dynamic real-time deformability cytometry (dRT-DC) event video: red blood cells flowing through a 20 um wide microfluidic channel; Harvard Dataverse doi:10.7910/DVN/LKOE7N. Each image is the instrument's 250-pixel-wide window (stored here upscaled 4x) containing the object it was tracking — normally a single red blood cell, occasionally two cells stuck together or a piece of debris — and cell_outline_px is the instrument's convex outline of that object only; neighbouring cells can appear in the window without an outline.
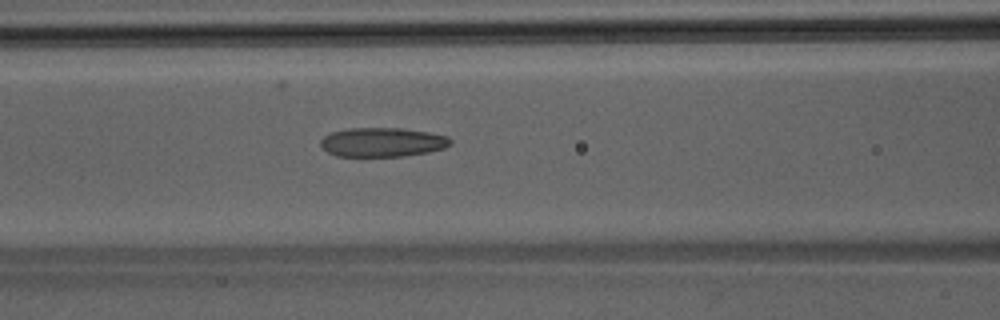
{"species": "Egyptian fruit bat (a non-hibernating species)", "species_latin": "Rousettus aegyptiacus", "temperature_condition": "room temperature", "stored_images_in_passage": 45, "camera_frame_rate_fps": 3000, "um_per_image_px": 0.085, "animal": {"sex": "male"}, "frame": {"image": 1, "passage_image": 19, "time_ms": 6.0, "image_size_px": [1000, 320], "cell_outline_px": [[452, 144], [444, 148], [428, 152], [404, 156], [336, 156], [328, 152], [320, 144], [320, 140], [324, 136], [332, 132], [348, 128], [404, 128], [428, 132], [448, 136], [452, 140]], "centroid_in_image_um": [32.53, 12.08], "position_along_channel_um": 134.1, "area_um2": 22.14}}
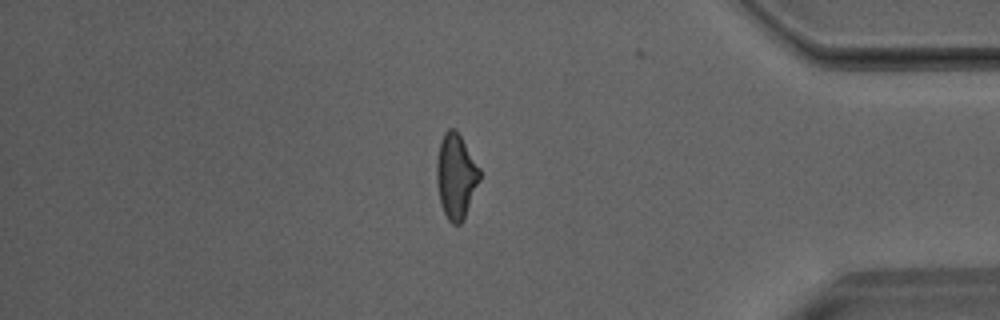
{"frame": {"image": 2, "passage_image": 38, "time_ms": 12.333, "image_size_px": [1000, 320], "cell_outline_px": [[480, 180], [464, 220], [460, 224], [452, 224], [448, 220], [440, 204], [436, 180], [436, 164], [440, 140], [444, 132], [448, 128], [456, 128], [480, 168]], "centroid_in_image_um": [38.75, 14.97], "position_along_channel_um": 396.5, "area_um2": 21.56}}
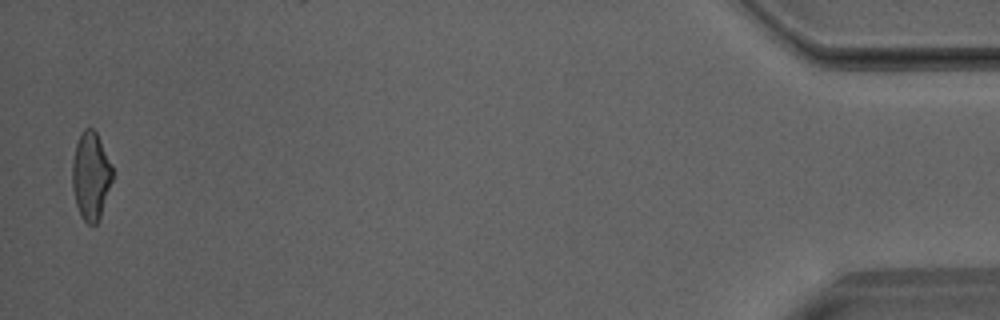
{"frame": {"image": 3, "passage_image": 44, "time_ms": 14.333, "image_size_px": [1000, 320], "cell_outline_px": [[116, 172], [100, 216], [96, 224], [88, 224], [80, 216], [76, 204], [72, 188], [72, 160], [76, 144], [80, 132], [84, 128], [92, 128], [96, 132]], "centroid_in_image_um": [7.74, 14.93], "position_along_channel_um": 427.5, "area_um2": 20.92}}